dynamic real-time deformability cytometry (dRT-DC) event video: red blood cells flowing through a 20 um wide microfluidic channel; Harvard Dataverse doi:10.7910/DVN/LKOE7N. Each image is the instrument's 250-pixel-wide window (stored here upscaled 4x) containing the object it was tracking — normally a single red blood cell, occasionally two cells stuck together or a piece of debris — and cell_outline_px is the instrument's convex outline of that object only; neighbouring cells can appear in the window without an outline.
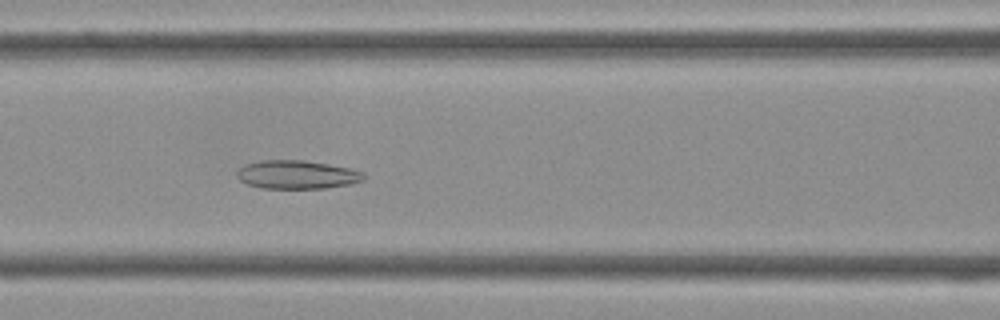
{"species": "Egyptian fruit bat (a non-hibernating species)", "species_latin": "Rousettus aegyptiacus", "temperature_condition": "cold", "stored_images_in_passage": 31, "camera_frame_rate_fps": 3000, "um_per_image_px": 0.085, "frame": {"image": 1, "passage_image": 6, "time_ms": 1.667, "image_size_px": [1000, 320], "cell_outline_px": [[364, 180], [352, 184], [324, 188], [260, 188], [248, 184], [240, 180], [236, 176], [236, 172], [244, 164], [260, 160], [304, 160], [352, 168], [364, 172]], "centroid_in_image_um": [25.25, 14.84], "position_along_channel_um": 141.4, "area_um2": 21.21}}
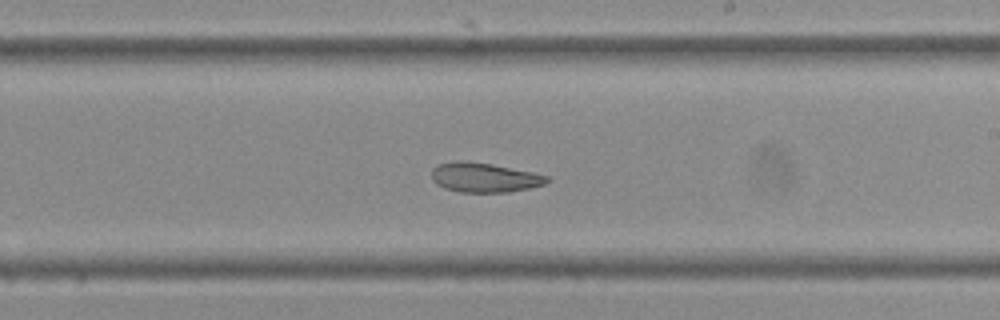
{"frame": {"image": 2, "passage_image": 13, "time_ms": 4.0, "image_size_px": [1000, 320], "cell_outline_px": [[548, 180], [544, 184], [528, 188], [508, 192], [460, 192], [444, 188], [436, 184], [432, 180], [432, 168], [440, 164], [452, 160], [464, 160], [492, 164], [532, 172], [548, 176]], "centroid_in_image_um": [41.11, 15.08], "position_along_channel_um": 247.9, "area_um2": 19.83}}
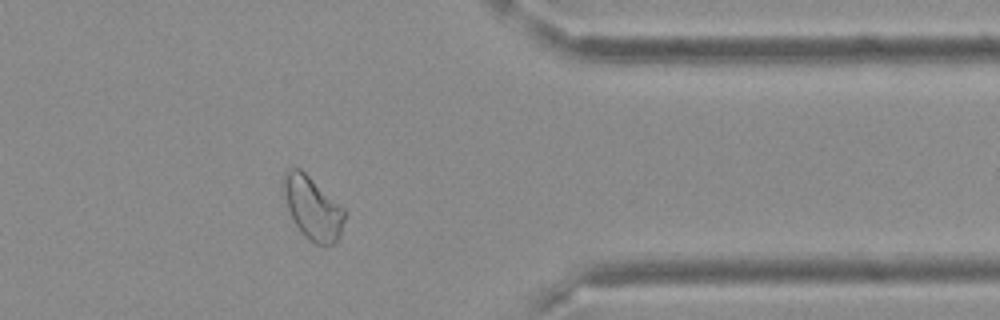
{"frame": {"image": 3, "passage_image": 23, "time_ms": 7.333, "image_size_px": [1000, 320], "cell_outline_px": [[348, 212], [336, 244], [316, 244], [308, 240], [300, 232], [284, 200], [280, 184], [284, 172], [288, 168], [300, 168], [344, 208]], "centroid_in_image_um": [26.55, 17.66], "position_along_channel_um": 384.8, "area_um2": 22.72}}